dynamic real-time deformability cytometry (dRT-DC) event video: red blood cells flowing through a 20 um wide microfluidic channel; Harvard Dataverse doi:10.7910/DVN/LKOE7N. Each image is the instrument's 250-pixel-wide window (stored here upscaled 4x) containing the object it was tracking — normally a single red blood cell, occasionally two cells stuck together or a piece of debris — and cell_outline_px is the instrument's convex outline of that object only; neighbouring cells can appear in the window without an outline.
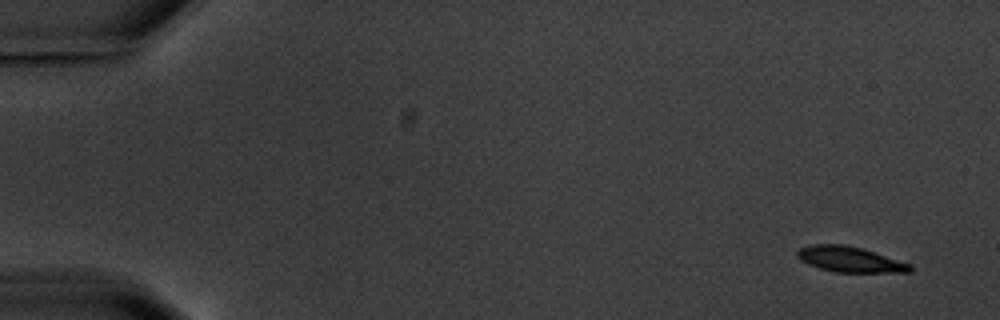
{"species": "common noctule bat (a hibernating species)", "species_latin": "Nyctalus noctula", "temperature_condition": "warm", "stored_images_in_passage": 6, "segment_of_instrument_passage": [1, 2], "camera_frame_rate_fps": 3000, "um_per_image_px": 0.085, "animal": {"sex": "male", "body_mass_g": 20.1, "forearm_length_mm": 53.5}, "frame": {"image": 1, "passage_image": 1, "time_ms": 0.0, "image_size_px": [1000, 320], "cell_outline_px": [[912, 272], [836, 272], [820, 268], [808, 264], [800, 260], [796, 256], [796, 252], [800, 248], [812, 244], [844, 244], [864, 248], [912, 264]], "centroid_in_image_um": [72.26, 22.03], "position_along_channel_um": 12.7, "area_um2": 16.94}}
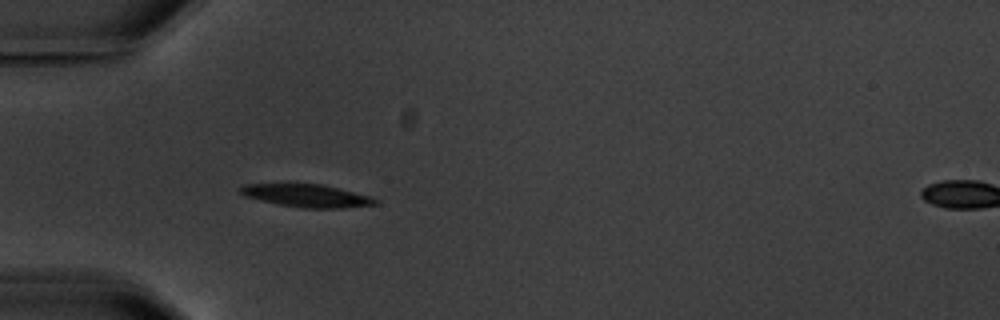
{"frame": {"image": 2, "passage_image": 5, "time_ms": 5.0, "image_size_px": [1000, 320], "cell_outline_px": [[380, 204], [344, 208], [304, 208], [276, 204], [244, 196], [240, 192], [240, 188], [244, 184], [288, 180], [320, 184], [340, 188], [372, 196], [380, 200]], "centroid_in_image_um": [26.04, 16.58], "position_along_channel_um": 59.0, "area_um2": 19.19}}